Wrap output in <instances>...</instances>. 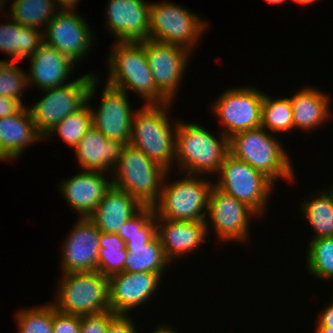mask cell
Segmentation results:
<instances>
[{
    "mask_svg": "<svg viewBox=\"0 0 333 333\" xmlns=\"http://www.w3.org/2000/svg\"><path fill=\"white\" fill-rule=\"evenodd\" d=\"M178 120L175 134V164L179 173L189 175H215L229 153V138L196 123ZM219 138V139H218Z\"/></svg>",
    "mask_w": 333,
    "mask_h": 333,
    "instance_id": "obj_1",
    "label": "cell"
},
{
    "mask_svg": "<svg viewBox=\"0 0 333 333\" xmlns=\"http://www.w3.org/2000/svg\"><path fill=\"white\" fill-rule=\"evenodd\" d=\"M113 48V49H112ZM107 58L106 83L125 91H134L143 104L170 102L156 87L147 61L143 42H114Z\"/></svg>",
    "mask_w": 333,
    "mask_h": 333,
    "instance_id": "obj_2",
    "label": "cell"
},
{
    "mask_svg": "<svg viewBox=\"0 0 333 333\" xmlns=\"http://www.w3.org/2000/svg\"><path fill=\"white\" fill-rule=\"evenodd\" d=\"M172 102L144 104L135 110L130 144L167 171L175 164V134L178 120L173 124L168 115Z\"/></svg>",
    "mask_w": 333,
    "mask_h": 333,
    "instance_id": "obj_3",
    "label": "cell"
},
{
    "mask_svg": "<svg viewBox=\"0 0 333 333\" xmlns=\"http://www.w3.org/2000/svg\"><path fill=\"white\" fill-rule=\"evenodd\" d=\"M260 126L242 131L229 138V153L263 173L274 184L280 177L295 181V170L289 154L275 134Z\"/></svg>",
    "mask_w": 333,
    "mask_h": 333,
    "instance_id": "obj_4",
    "label": "cell"
},
{
    "mask_svg": "<svg viewBox=\"0 0 333 333\" xmlns=\"http://www.w3.org/2000/svg\"><path fill=\"white\" fill-rule=\"evenodd\" d=\"M169 173L165 175L160 198L154 205L155 217L175 221H205L210 191L215 182L209 181V176L189 174L169 181Z\"/></svg>",
    "mask_w": 333,
    "mask_h": 333,
    "instance_id": "obj_5",
    "label": "cell"
},
{
    "mask_svg": "<svg viewBox=\"0 0 333 333\" xmlns=\"http://www.w3.org/2000/svg\"><path fill=\"white\" fill-rule=\"evenodd\" d=\"M168 171L130 143L113 169L112 184L132 195L142 206H154Z\"/></svg>",
    "mask_w": 333,
    "mask_h": 333,
    "instance_id": "obj_6",
    "label": "cell"
},
{
    "mask_svg": "<svg viewBox=\"0 0 333 333\" xmlns=\"http://www.w3.org/2000/svg\"><path fill=\"white\" fill-rule=\"evenodd\" d=\"M61 275L56 287V300L51 303L57 311L85 316L110 310L108 278L105 275L97 270Z\"/></svg>",
    "mask_w": 333,
    "mask_h": 333,
    "instance_id": "obj_7",
    "label": "cell"
},
{
    "mask_svg": "<svg viewBox=\"0 0 333 333\" xmlns=\"http://www.w3.org/2000/svg\"><path fill=\"white\" fill-rule=\"evenodd\" d=\"M207 20L170 1L151 2L149 40L178 45L193 52V47L208 30Z\"/></svg>",
    "mask_w": 333,
    "mask_h": 333,
    "instance_id": "obj_8",
    "label": "cell"
},
{
    "mask_svg": "<svg viewBox=\"0 0 333 333\" xmlns=\"http://www.w3.org/2000/svg\"><path fill=\"white\" fill-rule=\"evenodd\" d=\"M214 186L252 208L259 217L267 212L274 183L251 165L228 153Z\"/></svg>",
    "mask_w": 333,
    "mask_h": 333,
    "instance_id": "obj_9",
    "label": "cell"
},
{
    "mask_svg": "<svg viewBox=\"0 0 333 333\" xmlns=\"http://www.w3.org/2000/svg\"><path fill=\"white\" fill-rule=\"evenodd\" d=\"M95 73H87L69 84L42 90L45 94L28 107L37 132L44 138L59 122L87 103V94Z\"/></svg>",
    "mask_w": 333,
    "mask_h": 333,
    "instance_id": "obj_10",
    "label": "cell"
},
{
    "mask_svg": "<svg viewBox=\"0 0 333 333\" xmlns=\"http://www.w3.org/2000/svg\"><path fill=\"white\" fill-rule=\"evenodd\" d=\"M263 97L264 93L253 86L224 90L211 108L223 125L221 133L230 138L236 133L260 127Z\"/></svg>",
    "mask_w": 333,
    "mask_h": 333,
    "instance_id": "obj_11",
    "label": "cell"
},
{
    "mask_svg": "<svg viewBox=\"0 0 333 333\" xmlns=\"http://www.w3.org/2000/svg\"><path fill=\"white\" fill-rule=\"evenodd\" d=\"M206 216L209 217L205 219L207 233H210L212 228L218 237L217 240L224 243L229 241L246 242L250 235L251 218L253 216L259 217L248 205L215 186L210 191Z\"/></svg>",
    "mask_w": 333,
    "mask_h": 333,
    "instance_id": "obj_12",
    "label": "cell"
},
{
    "mask_svg": "<svg viewBox=\"0 0 333 333\" xmlns=\"http://www.w3.org/2000/svg\"><path fill=\"white\" fill-rule=\"evenodd\" d=\"M88 25L76 9L59 10L43 30V42L75 63L80 62L94 46L95 35Z\"/></svg>",
    "mask_w": 333,
    "mask_h": 333,
    "instance_id": "obj_13",
    "label": "cell"
},
{
    "mask_svg": "<svg viewBox=\"0 0 333 333\" xmlns=\"http://www.w3.org/2000/svg\"><path fill=\"white\" fill-rule=\"evenodd\" d=\"M144 49L157 89L170 101L177 95L183 76L191 58L186 48L156 42L144 41Z\"/></svg>",
    "mask_w": 333,
    "mask_h": 333,
    "instance_id": "obj_14",
    "label": "cell"
},
{
    "mask_svg": "<svg viewBox=\"0 0 333 333\" xmlns=\"http://www.w3.org/2000/svg\"><path fill=\"white\" fill-rule=\"evenodd\" d=\"M100 97L98 110L91 108L93 126L106 138L129 144L135 111H131L128 93L106 83Z\"/></svg>",
    "mask_w": 333,
    "mask_h": 333,
    "instance_id": "obj_15",
    "label": "cell"
},
{
    "mask_svg": "<svg viewBox=\"0 0 333 333\" xmlns=\"http://www.w3.org/2000/svg\"><path fill=\"white\" fill-rule=\"evenodd\" d=\"M62 243L60 273L98 271L101 232L88 217H79Z\"/></svg>",
    "mask_w": 333,
    "mask_h": 333,
    "instance_id": "obj_16",
    "label": "cell"
},
{
    "mask_svg": "<svg viewBox=\"0 0 333 333\" xmlns=\"http://www.w3.org/2000/svg\"><path fill=\"white\" fill-rule=\"evenodd\" d=\"M162 276L154 272H122L108 277L109 307L116 315L129 312L155 295Z\"/></svg>",
    "mask_w": 333,
    "mask_h": 333,
    "instance_id": "obj_17",
    "label": "cell"
},
{
    "mask_svg": "<svg viewBox=\"0 0 333 333\" xmlns=\"http://www.w3.org/2000/svg\"><path fill=\"white\" fill-rule=\"evenodd\" d=\"M150 3L144 0H109L106 28L114 42H143L149 40Z\"/></svg>",
    "mask_w": 333,
    "mask_h": 333,
    "instance_id": "obj_18",
    "label": "cell"
},
{
    "mask_svg": "<svg viewBox=\"0 0 333 333\" xmlns=\"http://www.w3.org/2000/svg\"><path fill=\"white\" fill-rule=\"evenodd\" d=\"M69 207L88 217L113 186L112 178L107 179L105 172L83 170L71 178L63 179L58 185Z\"/></svg>",
    "mask_w": 333,
    "mask_h": 333,
    "instance_id": "obj_19",
    "label": "cell"
},
{
    "mask_svg": "<svg viewBox=\"0 0 333 333\" xmlns=\"http://www.w3.org/2000/svg\"><path fill=\"white\" fill-rule=\"evenodd\" d=\"M156 223L157 236L170 263L199 249L209 235L205 221H175L156 217Z\"/></svg>",
    "mask_w": 333,
    "mask_h": 333,
    "instance_id": "obj_20",
    "label": "cell"
},
{
    "mask_svg": "<svg viewBox=\"0 0 333 333\" xmlns=\"http://www.w3.org/2000/svg\"><path fill=\"white\" fill-rule=\"evenodd\" d=\"M28 59L30 70L26 75L29 86L34 84L33 86L42 91L71 82L68 80L76 63L45 42H42L34 55Z\"/></svg>",
    "mask_w": 333,
    "mask_h": 333,
    "instance_id": "obj_21",
    "label": "cell"
},
{
    "mask_svg": "<svg viewBox=\"0 0 333 333\" xmlns=\"http://www.w3.org/2000/svg\"><path fill=\"white\" fill-rule=\"evenodd\" d=\"M127 143L106 138L92 126L74 147L76 161L82 170L112 175ZM109 171V172H108Z\"/></svg>",
    "mask_w": 333,
    "mask_h": 333,
    "instance_id": "obj_22",
    "label": "cell"
},
{
    "mask_svg": "<svg viewBox=\"0 0 333 333\" xmlns=\"http://www.w3.org/2000/svg\"><path fill=\"white\" fill-rule=\"evenodd\" d=\"M42 140L28 107L23 106L17 113L0 118V162L17 160L24 149Z\"/></svg>",
    "mask_w": 333,
    "mask_h": 333,
    "instance_id": "obj_23",
    "label": "cell"
},
{
    "mask_svg": "<svg viewBox=\"0 0 333 333\" xmlns=\"http://www.w3.org/2000/svg\"><path fill=\"white\" fill-rule=\"evenodd\" d=\"M127 256L124 271L129 273L154 272L163 276L171 264L164 255L157 234L126 235Z\"/></svg>",
    "mask_w": 333,
    "mask_h": 333,
    "instance_id": "obj_24",
    "label": "cell"
},
{
    "mask_svg": "<svg viewBox=\"0 0 333 333\" xmlns=\"http://www.w3.org/2000/svg\"><path fill=\"white\" fill-rule=\"evenodd\" d=\"M289 98L293 111V129L311 132L332 118L329 94L314 86L300 88Z\"/></svg>",
    "mask_w": 333,
    "mask_h": 333,
    "instance_id": "obj_25",
    "label": "cell"
},
{
    "mask_svg": "<svg viewBox=\"0 0 333 333\" xmlns=\"http://www.w3.org/2000/svg\"><path fill=\"white\" fill-rule=\"evenodd\" d=\"M141 207L132 195L112 186L88 218L100 232L117 234Z\"/></svg>",
    "mask_w": 333,
    "mask_h": 333,
    "instance_id": "obj_26",
    "label": "cell"
},
{
    "mask_svg": "<svg viewBox=\"0 0 333 333\" xmlns=\"http://www.w3.org/2000/svg\"><path fill=\"white\" fill-rule=\"evenodd\" d=\"M9 22L0 25V51L8 55L10 61L26 60L38 50L43 42V31L24 27L9 15Z\"/></svg>",
    "mask_w": 333,
    "mask_h": 333,
    "instance_id": "obj_27",
    "label": "cell"
},
{
    "mask_svg": "<svg viewBox=\"0 0 333 333\" xmlns=\"http://www.w3.org/2000/svg\"><path fill=\"white\" fill-rule=\"evenodd\" d=\"M99 77L96 75L90 83V88L87 94V103L74 113L68 115L65 119L59 122L47 135L43 141L51 136H59L70 148H73L79 143L82 137L93 126L91 100L97 94V83ZM90 104V105H89ZM55 134V135H54Z\"/></svg>",
    "mask_w": 333,
    "mask_h": 333,
    "instance_id": "obj_28",
    "label": "cell"
},
{
    "mask_svg": "<svg viewBox=\"0 0 333 333\" xmlns=\"http://www.w3.org/2000/svg\"><path fill=\"white\" fill-rule=\"evenodd\" d=\"M8 10L10 17L20 25L41 31L42 27L46 29L59 8L54 0H14Z\"/></svg>",
    "mask_w": 333,
    "mask_h": 333,
    "instance_id": "obj_29",
    "label": "cell"
},
{
    "mask_svg": "<svg viewBox=\"0 0 333 333\" xmlns=\"http://www.w3.org/2000/svg\"><path fill=\"white\" fill-rule=\"evenodd\" d=\"M326 190H321L310 199L302 200L300 205L303 216L313 228L314 237L311 239L333 236V210L328 189Z\"/></svg>",
    "mask_w": 333,
    "mask_h": 333,
    "instance_id": "obj_30",
    "label": "cell"
},
{
    "mask_svg": "<svg viewBox=\"0 0 333 333\" xmlns=\"http://www.w3.org/2000/svg\"><path fill=\"white\" fill-rule=\"evenodd\" d=\"M261 126L274 134L293 130V111L289 97L272 98L264 93Z\"/></svg>",
    "mask_w": 333,
    "mask_h": 333,
    "instance_id": "obj_31",
    "label": "cell"
},
{
    "mask_svg": "<svg viewBox=\"0 0 333 333\" xmlns=\"http://www.w3.org/2000/svg\"><path fill=\"white\" fill-rule=\"evenodd\" d=\"M126 244L117 234L103 233L99 237L98 271L107 278L124 272Z\"/></svg>",
    "mask_w": 333,
    "mask_h": 333,
    "instance_id": "obj_32",
    "label": "cell"
},
{
    "mask_svg": "<svg viewBox=\"0 0 333 333\" xmlns=\"http://www.w3.org/2000/svg\"><path fill=\"white\" fill-rule=\"evenodd\" d=\"M308 243V273L316 278L333 279V236L311 239Z\"/></svg>",
    "mask_w": 333,
    "mask_h": 333,
    "instance_id": "obj_33",
    "label": "cell"
},
{
    "mask_svg": "<svg viewBox=\"0 0 333 333\" xmlns=\"http://www.w3.org/2000/svg\"><path fill=\"white\" fill-rule=\"evenodd\" d=\"M19 333H53V305L43 304L16 313Z\"/></svg>",
    "mask_w": 333,
    "mask_h": 333,
    "instance_id": "obj_34",
    "label": "cell"
},
{
    "mask_svg": "<svg viewBox=\"0 0 333 333\" xmlns=\"http://www.w3.org/2000/svg\"><path fill=\"white\" fill-rule=\"evenodd\" d=\"M19 66L15 61L0 59V95L16 99L24 106L21 97L29 85L27 73Z\"/></svg>",
    "mask_w": 333,
    "mask_h": 333,
    "instance_id": "obj_35",
    "label": "cell"
},
{
    "mask_svg": "<svg viewBox=\"0 0 333 333\" xmlns=\"http://www.w3.org/2000/svg\"><path fill=\"white\" fill-rule=\"evenodd\" d=\"M157 234L154 206H142L117 231V235L126 242V235Z\"/></svg>",
    "mask_w": 333,
    "mask_h": 333,
    "instance_id": "obj_36",
    "label": "cell"
},
{
    "mask_svg": "<svg viewBox=\"0 0 333 333\" xmlns=\"http://www.w3.org/2000/svg\"><path fill=\"white\" fill-rule=\"evenodd\" d=\"M116 316L112 311L81 316L80 333H107L109 322Z\"/></svg>",
    "mask_w": 333,
    "mask_h": 333,
    "instance_id": "obj_37",
    "label": "cell"
},
{
    "mask_svg": "<svg viewBox=\"0 0 333 333\" xmlns=\"http://www.w3.org/2000/svg\"><path fill=\"white\" fill-rule=\"evenodd\" d=\"M81 316L69 315L53 307V333H80Z\"/></svg>",
    "mask_w": 333,
    "mask_h": 333,
    "instance_id": "obj_38",
    "label": "cell"
},
{
    "mask_svg": "<svg viewBox=\"0 0 333 333\" xmlns=\"http://www.w3.org/2000/svg\"><path fill=\"white\" fill-rule=\"evenodd\" d=\"M134 322L129 315H116L109 322L107 333H138Z\"/></svg>",
    "mask_w": 333,
    "mask_h": 333,
    "instance_id": "obj_39",
    "label": "cell"
},
{
    "mask_svg": "<svg viewBox=\"0 0 333 333\" xmlns=\"http://www.w3.org/2000/svg\"><path fill=\"white\" fill-rule=\"evenodd\" d=\"M23 105L16 99L0 95V118L17 113Z\"/></svg>",
    "mask_w": 333,
    "mask_h": 333,
    "instance_id": "obj_40",
    "label": "cell"
},
{
    "mask_svg": "<svg viewBox=\"0 0 333 333\" xmlns=\"http://www.w3.org/2000/svg\"><path fill=\"white\" fill-rule=\"evenodd\" d=\"M332 301L318 314L316 327H333V296Z\"/></svg>",
    "mask_w": 333,
    "mask_h": 333,
    "instance_id": "obj_41",
    "label": "cell"
},
{
    "mask_svg": "<svg viewBox=\"0 0 333 333\" xmlns=\"http://www.w3.org/2000/svg\"><path fill=\"white\" fill-rule=\"evenodd\" d=\"M59 10H75L79 0H54Z\"/></svg>",
    "mask_w": 333,
    "mask_h": 333,
    "instance_id": "obj_42",
    "label": "cell"
},
{
    "mask_svg": "<svg viewBox=\"0 0 333 333\" xmlns=\"http://www.w3.org/2000/svg\"><path fill=\"white\" fill-rule=\"evenodd\" d=\"M166 324H162V326H158L157 329H155L154 331H152V333H178V331H176V328L174 329L171 326H165ZM175 330V331H174Z\"/></svg>",
    "mask_w": 333,
    "mask_h": 333,
    "instance_id": "obj_43",
    "label": "cell"
},
{
    "mask_svg": "<svg viewBox=\"0 0 333 333\" xmlns=\"http://www.w3.org/2000/svg\"><path fill=\"white\" fill-rule=\"evenodd\" d=\"M315 333H333V327H316Z\"/></svg>",
    "mask_w": 333,
    "mask_h": 333,
    "instance_id": "obj_44",
    "label": "cell"
},
{
    "mask_svg": "<svg viewBox=\"0 0 333 333\" xmlns=\"http://www.w3.org/2000/svg\"><path fill=\"white\" fill-rule=\"evenodd\" d=\"M292 1H294L297 4L304 5V6L312 5L313 3L318 2V0H292Z\"/></svg>",
    "mask_w": 333,
    "mask_h": 333,
    "instance_id": "obj_45",
    "label": "cell"
},
{
    "mask_svg": "<svg viewBox=\"0 0 333 333\" xmlns=\"http://www.w3.org/2000/svg\"><path fill=\"white\" fill-rule=\"evenodd\" d=\"M330 186H331V188H329V190H328V197H329L331 207L333 210V185H330Z\"/></svg>",
    "mask_w": 333,
    "mask_h": 333,
    "instance_id": "obj_46",
    "label": "cell"
},
{
    "mask_svg": "<svg viewBox=\"0 0 333 333\" xmlns=\"http://www.w3.org/2000/svg\"><path fill=\"white\" fill-rule=\"evenodd\" d=\"M264 1H266V2H268V3H270V4H283L284 2L286 3V1H288V0H264Z\"/></svg>",
    "mask_w": 333,
    "mask_h": 333,
    "instance_id": "obj_47",
    "label": "cell"
},
{
    "mask_svg": "<svg viewBox=\"0 0 333 333\" xmlns=\"http://www.w3.org/2000/svg\"><path fill=\"white\" fill-rule=\"evenodd\" d=\"M6 2H5V0H0V13L2 12V14H3V7L5 8V4Z\"/></svg>",
    "mask_w": 333,
    "mask_h": 333,
    "instance_id": "obj_48",
    "label": "cell"
}]
</instances>
